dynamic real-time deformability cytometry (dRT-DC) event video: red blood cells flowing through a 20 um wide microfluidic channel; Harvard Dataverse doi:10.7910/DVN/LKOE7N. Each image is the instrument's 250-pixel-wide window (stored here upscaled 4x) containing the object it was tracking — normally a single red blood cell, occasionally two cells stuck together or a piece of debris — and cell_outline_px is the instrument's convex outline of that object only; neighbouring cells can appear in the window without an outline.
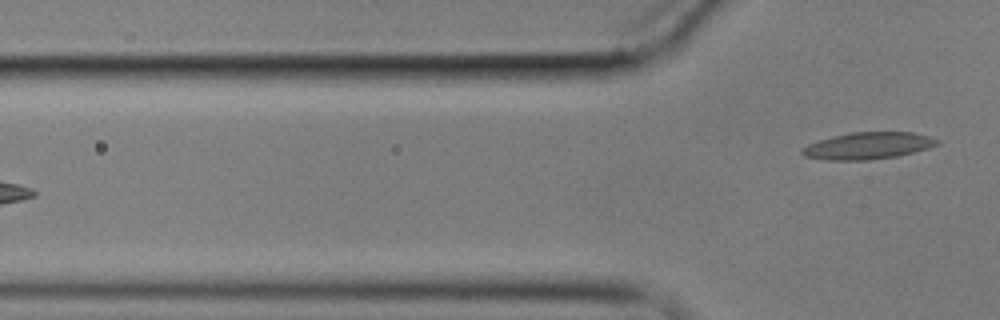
{"species": "common noctule bat (a hibernating species)", "species_latin": "Nyctalus noctula", "temperature_condition": "cold", "stored_images_in_passage": 6, "camera_frame_rate_fps": 3000, "um_per_image_px": 0.085, "animal": {"sex": "male", "body_mass_g": 17.9}, "frame": {"image": 1, "passage_image": 6, "time_ms": 6.333, "image_size_px": [1000, 320], "cell_outline_px": [[940, 144], [928, 148], [896, 156], [868, 160], [824, 160], [804, 156], [800, 152], [800, 148], [808, 144], [832, 136], [852, 132], [912, 132], [928, 136], [940, 140]], "centroid_in_image_um": [73.75, 12.39], "position_along_channel_um": 52.0, "area_um2": 21.15}}